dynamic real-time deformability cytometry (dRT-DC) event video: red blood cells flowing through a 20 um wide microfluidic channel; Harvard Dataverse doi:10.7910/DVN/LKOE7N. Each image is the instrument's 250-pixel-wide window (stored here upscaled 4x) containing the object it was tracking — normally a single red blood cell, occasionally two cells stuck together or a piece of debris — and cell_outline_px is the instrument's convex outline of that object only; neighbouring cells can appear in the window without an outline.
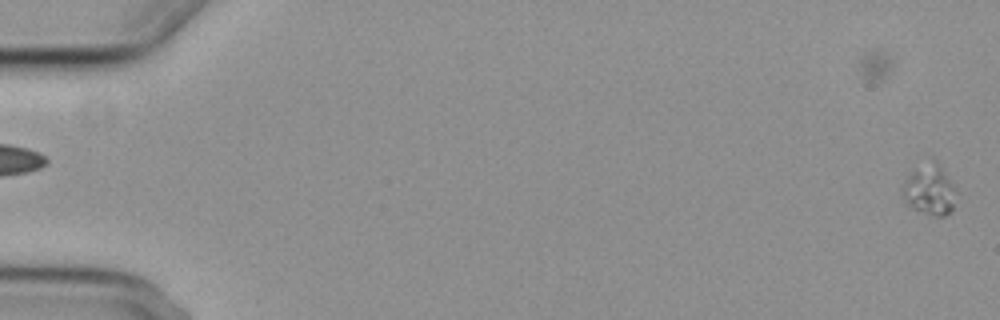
{"species": "common noctule bat (a hibernating species)", "species_latin": "Nyctalus noctula", "temperature_condition": "cold", "stored_images_in_passage": 6, "segment_of_instrument_passage": [2, 2], "camera_frame_rate_fps": 3000, "um_per_image_px": 0.085, "animal": {"sex": "female", "body_mass_g": 29.2, "forearm_length_mm": 56.3}, "frame": {"image": 1, "passage_image": 6, "time_ms": 6.0, "image_size_px": [1000, 320], "cell_outline_px": [[952, 208], [944, 216], [936, 216], [912, 208], [908, 204], [904, 196], [904, 184], [908, 172], [932, 156], [936, 160], [944, 172], [952, 188]], "centroid_in_image_um": [78.94, 16.06], "position_along_channel_um": 6.1, "area_um2": 15.09}}